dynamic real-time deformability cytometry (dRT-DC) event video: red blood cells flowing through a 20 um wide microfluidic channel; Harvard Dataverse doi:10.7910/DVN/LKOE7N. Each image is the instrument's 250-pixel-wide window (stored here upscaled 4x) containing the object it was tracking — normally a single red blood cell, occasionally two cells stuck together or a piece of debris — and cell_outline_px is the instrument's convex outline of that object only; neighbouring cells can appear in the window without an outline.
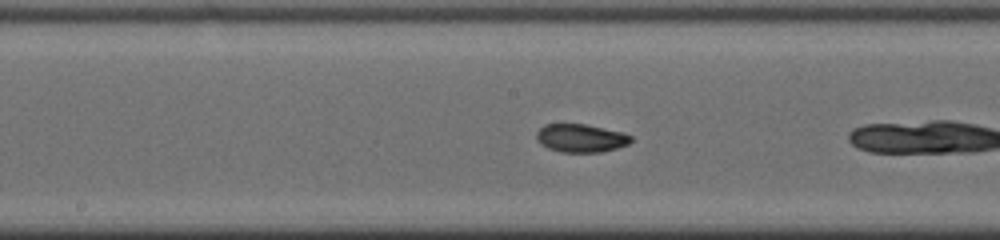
{"species": "common noctule bat (a hibernating species)", "species_latin": "Nyctalus noctula", "temperature_condition": "cold", "stored_images_in_passage": 17, "segment_of_instrument_passage": [2, 2], "camera_frame_rate_fps": 3000, "um_per_image_px": 0.085, "animal": {"sex": "male", "body_mass_g": 19.0, "forearm_length_mm": 50.8}, "frame": {"image": 1, "passage_image": 12, "time_ms": 3.667, "image_size_px": [1000, 240], "cell_outline_px": [[632, 140], [628, 144], [616, 148], [600, 152], [560, 152], [548, 148], [540, 144], [536, 140], [536, 132], [544, 124], [584, 124], [624, 132], [632, 136]], "centroid_in_image_um": [49.35, 11.74], "position_along_channel_um": 198.8, "area_um2": 15.61}}
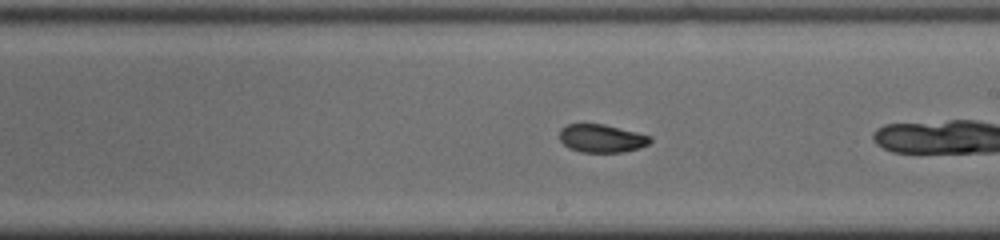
{"frame": {"image": 2, "passage_image": 15, "time_ms": 4.667, "image_size_px": [1000, 240], "cell_outline_px": [[652, 140], [648, 144], [640, 148], [624, 152], [580, 152], [568, 148], [560, 140], [560, 128], [568, 124], [604, 124], [652, 136]], "centroid_in_image_um": [51.14, 11.77], "position_along_channel_um": 237.9, "area_um2": 14.91}}